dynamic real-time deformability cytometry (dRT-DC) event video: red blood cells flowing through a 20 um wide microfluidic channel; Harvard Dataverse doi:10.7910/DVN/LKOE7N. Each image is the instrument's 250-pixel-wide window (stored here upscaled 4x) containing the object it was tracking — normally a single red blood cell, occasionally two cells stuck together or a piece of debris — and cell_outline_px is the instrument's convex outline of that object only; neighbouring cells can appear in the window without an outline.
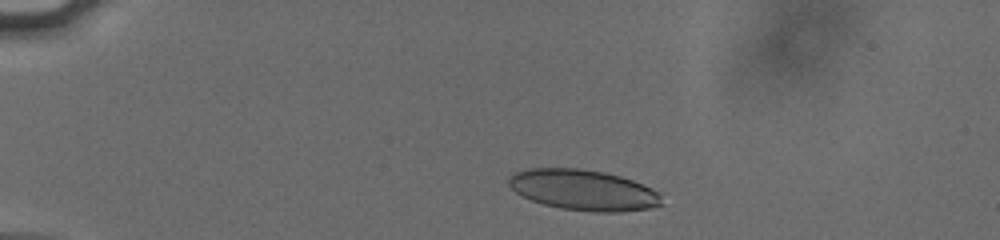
{"species": "human", "species_latin": "Homo sapiens", "temperature_condition": "cold", "stored_images_in_passage": 15, "camera_frame_rate_fps": 3000, "um_per_image_px": 0.085, "donor": {"sex": "male"}, "frame": {"image": 1, "passage_image": 5, "time_ms": 1.333, "image_size_px": [1000, 240], "cell_outline_px": [[664, 204], [648, 208], [620, 212], [592, 212], [560, 208], [544, 204], [532, 200], [516, 192], [508, 184], [508, 180], [516, 172], [528, 168], [580, 168], [604, 172], [620, 176], [632, 180], [652, 188], [660, 192]], "centroid_in_image_um": [49.63, 16.15], "position_along_channel_um": 35.4, "area_um2": 36.24}}
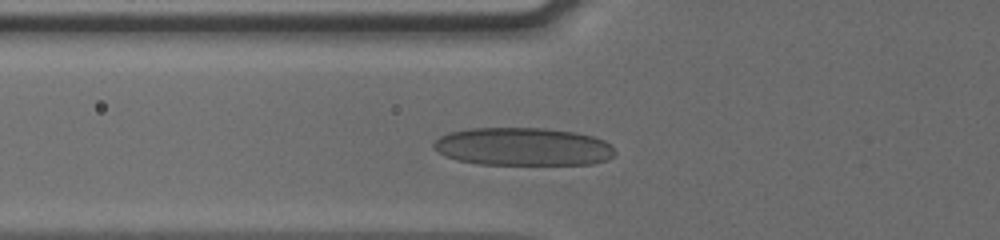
{"frame": {"image": 2, "passage_image": 14, "time_ms": 4.333, "image_size_px": [1000, 240], "cell_outline_px": [[616, 152], [608, 160], [592, 164], [476, 164], [456, 160], [444, 156], [432, 148], [432, 144], [440, 136], [448, 132], [468, 128], [544, 128], [576, 132], [592, 136], [604, 140]], "centroid_in_image_um": [44.4, 12.46], "position_along_channel_um": 81.4, "area_um2": 40.4}}